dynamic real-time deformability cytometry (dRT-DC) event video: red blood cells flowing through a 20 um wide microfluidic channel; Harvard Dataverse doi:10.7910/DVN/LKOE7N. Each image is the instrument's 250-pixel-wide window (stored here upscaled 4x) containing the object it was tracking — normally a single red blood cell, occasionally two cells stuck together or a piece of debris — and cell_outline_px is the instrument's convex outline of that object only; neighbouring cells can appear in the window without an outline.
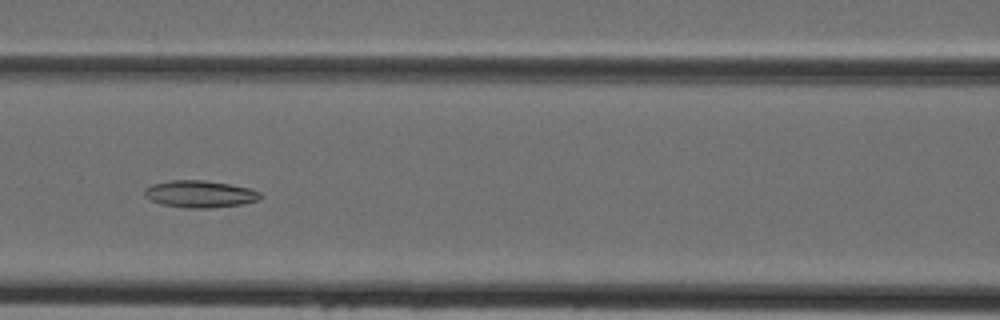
{"species": "Egyptian fruit bat (a non-hibernating species)", "species_latin": "Rousettus aegyptiacus", "temperature_condition": "cold", "stored_images_in_passage": 34, "camera_frame_rate_fps": 3000, "um_per_image_px": 0.085, "animal": {"sex": "female"}, "frame": {"image": 1, "passage_image": 9, "time_ms": 2.667, "image_size_px": [1000, 320], "cell_outline_px": [[264, 196], [260, 200], [240, 204], [208, 208], [184, 208], [160, 204], [144, 196], [144, 188], [152, 184], [172, 180], [204, 180], [252, 188], [260, 192]], "centroid_in_image_um": [17.0, 16.49], "position_along_channel_um": 149.6, "area_um2": 18.38}}
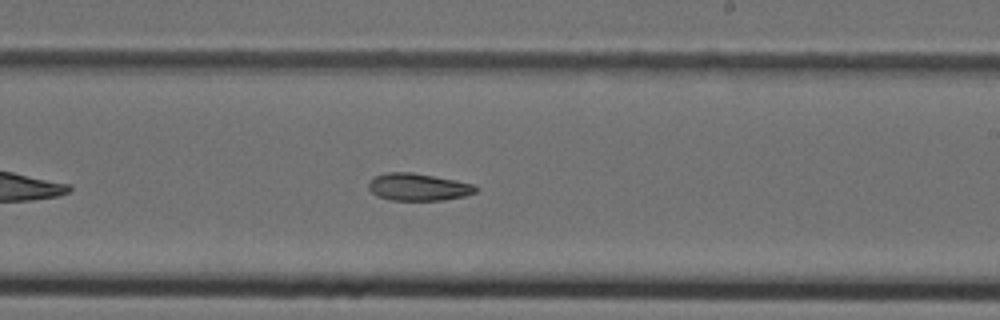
{"frame": {"image": 2, "passage_image": 16, "time_ms": 5.0, "image_size_px": [1000, 320], "cell_outline_px": [[476, 192], [464, 196], [444, 200], [388, 200], [376, 196], [368, 188], [368, 180], [376, 176], [388, 172], [412, 172], [456, 180], [472, 184], [476, 188]], "centroid_in_image_um": [35.5, 15.9], "position_along_channel_um": 253.5, "area_um2": 17.05}}
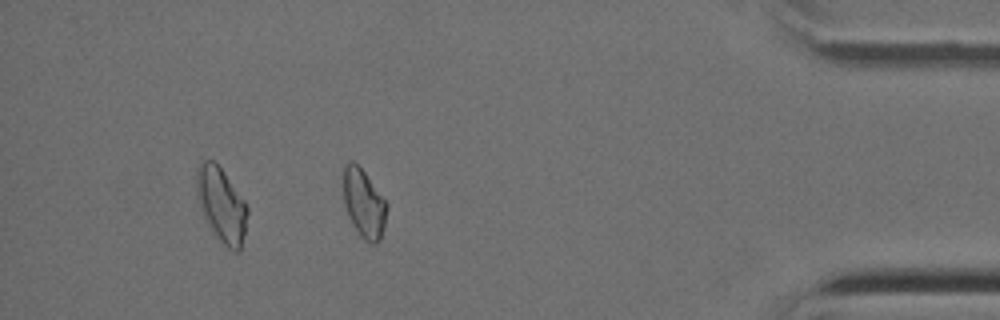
{"frame": {"image": 3, "passage_image": 29, "time_ms": 9.333, "image_size_px": [1000, 320], "cell_outline_px": [[388, 204], [384, 224], [380, 240], [376, 244], [372, 244], [364, 240], [360, 236], [352, 224], [348, 216], [344, 204], [344, 164], [348, 160], [352, 160], [364, 172]], "centroid_in_image_um": [30.92, 17.31], "position_along_channel_um": 404.3, "area_um2": 17.22}}